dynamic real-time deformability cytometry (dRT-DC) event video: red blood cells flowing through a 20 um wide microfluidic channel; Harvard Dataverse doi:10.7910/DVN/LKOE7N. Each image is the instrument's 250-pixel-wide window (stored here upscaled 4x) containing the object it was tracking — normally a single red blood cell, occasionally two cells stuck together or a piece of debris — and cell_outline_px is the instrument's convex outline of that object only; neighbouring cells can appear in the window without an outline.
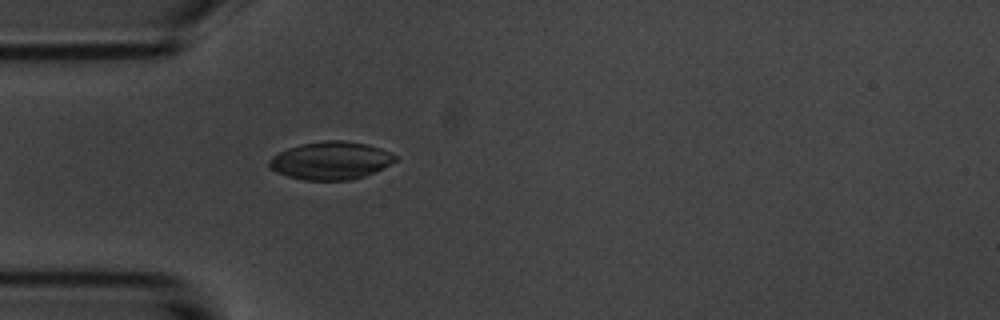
{"species": "common noctule bat (a hibernating species)", "species_latin": "Nyctalus noctula", "temperature_condition": "room temperature", "stored_images_in_passage": 1, "camera_frame_rate_fps": 3000, "um_per_image_px": 0.085, "animal": {"sex": "male", "body_mass_g": 20.1, "forearm_length_mm": 53.5}, "frame": {"image": 1, "passage_image": 1, "time_ms": 0.0, "image_size_px": [1000, 320], "cell_outline_px": [[396, 160], [364, 176], [352, 180], [304, 180], [288, 176], [276, 172], [268, 168], [268, 160], [272, 156], [288, 148], [300, 144], [328, 140], [344, 140], [368, 144], [392, 152], [396, 156]], "centroid_in_image_um": [28.08, 13.64], "position_along_channel_um": 56.9, "area_um2": 27.74}}